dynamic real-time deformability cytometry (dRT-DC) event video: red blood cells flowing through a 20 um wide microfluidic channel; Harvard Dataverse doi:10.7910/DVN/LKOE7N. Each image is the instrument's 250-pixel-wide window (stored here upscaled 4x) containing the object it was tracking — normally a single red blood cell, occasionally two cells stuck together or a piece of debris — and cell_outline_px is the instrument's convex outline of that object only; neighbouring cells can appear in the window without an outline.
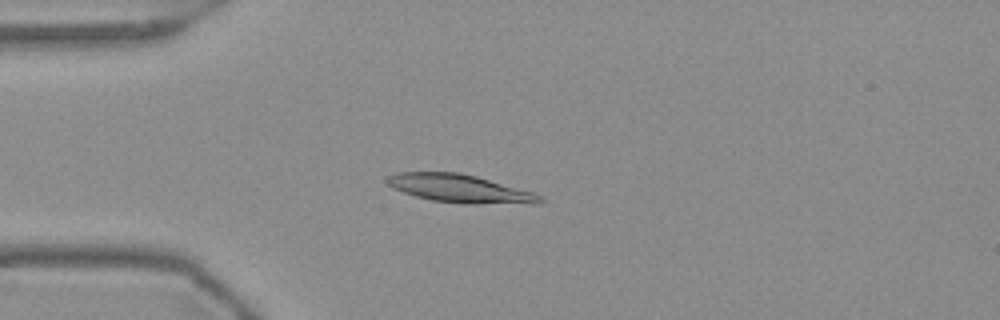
{"species": "Egyptian fruit bat (a non-hibernating species)", "species_latin": "Rousettus aegyptiacus", "temperature_condition": "warm", "stored_images_in_passage": 46, "camera_frame_rate_fps": 3000, "um_per_image_px": 0.085, "frame": {"image": 1, "passage_image": 6, "time_ms": 1.667, "image_size_px": [1000, 320], "cell_outline_px": [[544, 200], [540, 204], [464, 204], [432, 200], [416, 196], [392, 188], [384, 180], [388, 176], [396, 172], [460, 172], [476, 176], [536, 192], [544, 196]], "centroid_in_image_um": [39.17, 16.04], "position_along_channel_um": 45.8, "area_um2": 25.55}}
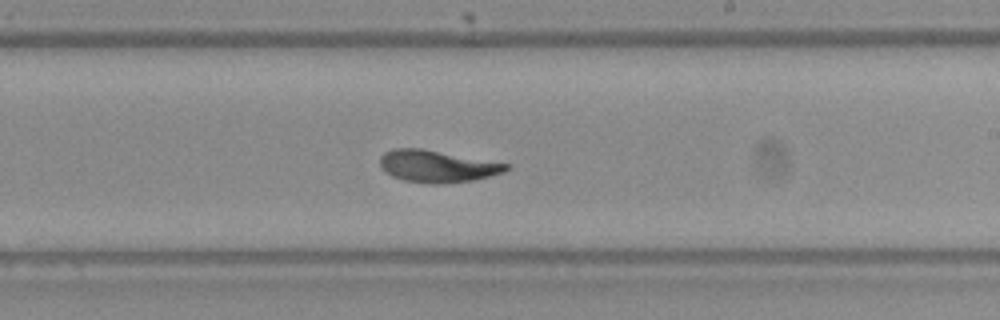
{"frame": {"image": 2, "passage_image": 24, "time_ms": 7.667, "image_size_px": [1000, 320], "cell_outline_px": [[512, 164], [504, 172], [472, 180], [440, 184], [432, 184], [404, 180], [392, 176], [384, 172], [380, 168], [380, 156], [384, 152], [392, 148], [420, 148]], "centroid_in_image_um": [37.12, 14.12], "position_along_channel_um": 251.9, "area_um2": 23.58}}
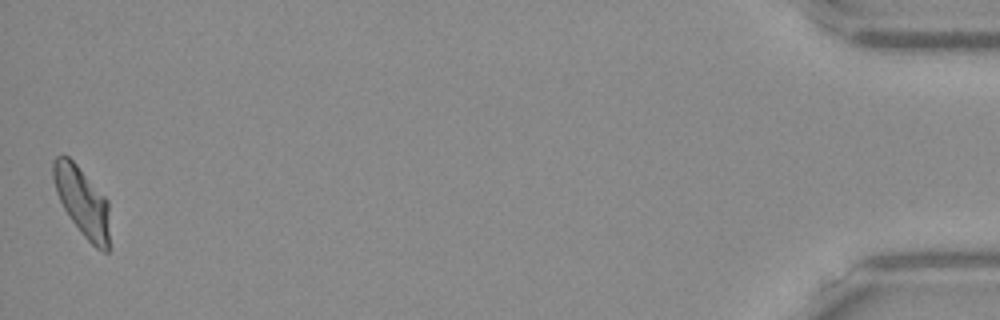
{"frame": {"image": 3, "passage_image": 46, "time_ms": 15.0, "image_size_px": [1000, 320], "cell_outline_px": [[108, 252], [104, 252], [96, 248], [84, 236], [68, 216], [56, 192], [52, 176], [52, 160], [56, 156], [68, 156], [76, 164], [108, 200]], "centroid_in_image_um": [6.96, 17.12], "position_along_channel_um": 428.2, "area_um2": 22.43}, "authors_computed_cell_mechanics": {"area_um2": 23.7558, "velocity_mm_per_s": 3.6979, "shape_relaxation_time_tau1_ms": 3.2408, "shape_relaxation_time_tau2_ms": 1.5547, "deformation_change_tau1": 0.1722, "deformation_change_tau2": 0.0796}}